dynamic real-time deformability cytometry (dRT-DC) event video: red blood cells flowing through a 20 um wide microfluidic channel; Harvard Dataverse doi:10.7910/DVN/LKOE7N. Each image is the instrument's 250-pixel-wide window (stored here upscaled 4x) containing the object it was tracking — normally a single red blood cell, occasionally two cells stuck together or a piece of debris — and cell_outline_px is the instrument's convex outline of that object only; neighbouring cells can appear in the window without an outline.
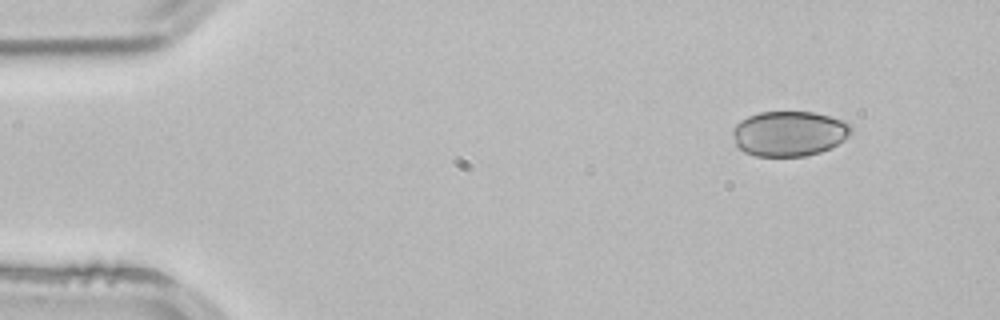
{"species": "common noctule bat (a hibernating species)", "species_latin": "Nyctalus noctula", "temperature_condition": "room temperature", "stored_images_in_passage": 2, "camera_frame_rate_fps": 3000, "um_per_image_px": 0.085, "animal": {"sex": "male", "body_mass_g": 21.5, "forearm_length_mm": 52.0}, "frame": {"image": 1, "passage_image": 1, "time_ms": 0.0, "image_size_px": [1000, 320], "cell_outline_px": [[852, 128], [844, 140], [820, 152], [804, 156], [756, 156], [744, 152], [736, 144], [732, 132], [732, 128], [740, 120], [748, 116], [760, 112], [812, 112], [828, 116], [840, 120], [848, 124]], "centroid_in_image_um": [67.02, 11.35], "position_along_channel_um": 18.0, "area_um2": 30.81}}